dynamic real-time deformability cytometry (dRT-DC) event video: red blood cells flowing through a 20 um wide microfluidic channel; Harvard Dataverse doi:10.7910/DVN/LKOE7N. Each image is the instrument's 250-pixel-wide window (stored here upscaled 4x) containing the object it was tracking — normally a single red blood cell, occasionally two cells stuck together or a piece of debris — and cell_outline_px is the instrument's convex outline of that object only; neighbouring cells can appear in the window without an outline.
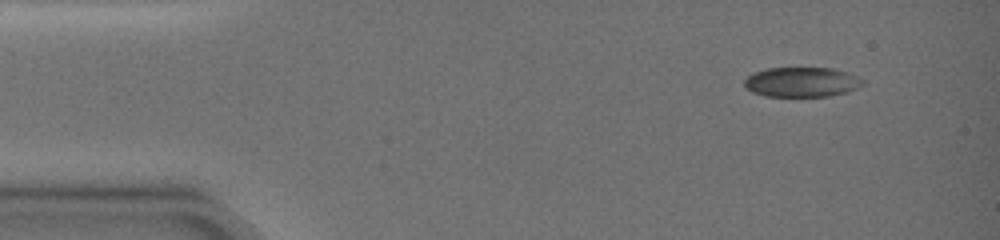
{"species": "common noctule bat (a hibernating species)", "species_latin": "Nyctalus noctula", "temperature_condition": "warm", "stored_images_in_passage": 5, "camera_frame_rate_fps": 3000, "um_per_image_px": 0.085, "animal": {"sex": "female", "body_mass_g": 19.0, "forearm_length_mm": 51.5}, "frame": {"image": 1, "passage_image": 1, "time_ms": 0.0, "image_size_px": [1000, 240], "cell_outline_px": [[864, 84], [848, 92], [828, 96], [764, 96], [752, 92], [744, 88], [744, 80], [752, 72], [768, 68], [832, 68], [848, 72], [864, 80]], "centroid_in_image_um": [68.12, 6.97], "position_along_channel_um": 16.9, "area_um2": 20.69}}